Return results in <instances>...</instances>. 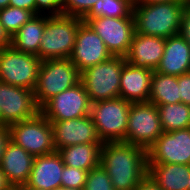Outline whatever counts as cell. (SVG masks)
Instances as JSON below:
<instances>
[{"instance_id": "obj_1", "label": "cell", "mask_w": 190, "mask_h": 190, "mask_svg": "<svg viewBox=\"0 0 190 190\" xmlns=\"http://www.w3.org/2000/svg\"><path fill=\"white\" fill-rule=\"evenodd\" d=\"M100 165L115 190H134L148 175L147 150L126 142H106L101 147Z\"/></svg>"}, {"instance_id": "obj_2", "label": "cell", "mask_w": 190, "mask_h": 190, "mask_svg": "<svg viewBox=\"0 0 190 190\" xmlns=\"http://www.w3.org/2000/svg\"><path fill=\"white\" fill-rule=\"evenodd\" d=\"M189 2L134 4L135 33L165 39L179 34L182 14Z\"/></svg>"}, {"instance_id": "obj_3", "label": "cell", "mask_w": 190, "mask_h": 190, "mask_svg": "<svg viewBox=\"0 0 190 190\" xmlns=\"http://www.w3.org/2000/svg\"><path fill=\"white\" fill-rule=\"evenodd\" d=\"M81 18L63 14H45V29L38 57L42 60L68 59L76 42Z\"/></svg>"}, {"instance_id": "obj_4", "label": "cell", "mask_w": 190, "mask_h": 190, "mask_svg": "<svg viewBox=\"0 0 190 190\" xmlns=\"http://www.w3.org/2000/svg\"><path fill=\"white\" fill-rule=\"evenodd\" d=\"M79 82L80 72L69 58L42 61L33 90L35 103L41 108L53 96Z\"/></svg>"}, {"instance_id": "obj_5", "label": "cell", "mask_w": 190, "mask_h": 190, "mask_svg": "<svg viewBox=\"0 0 190 190\" xmlns=\"http://www.w3.org/2000/svg\"><path fill=\"white\" fill-rule=\"evenodd\" d=\"M125 57L112 56L105 62L91 66L80 73L83 83L92 103L118 98L120 94V77Z\"/></svg>"}, {"instance_id": "obj_6", "label": "cell", "mask_w": 190, "mask_h": 190, "mask_svg": "<svg viewBox=\"0 0 190 190\" xmlns=\"http://www.w3.org/2000/svg\"><path fill=\"white\" fill-rule=\"evenodd\" d=\"M130 106L120 97L91 104L90 116L102 143L126 142Z\"/></svg>"}, {"instance_id": "obj_7", "label": "cell", "mask_w": 190, "mask_h": 190, "mask_svg": "<svg viewBox=\"0 0 190 190\" xmlns=\"http://www.w3.org/2000/svg\"><path fill=\"white\" fill-rule=\"evenodd\" d=\"M10 141L34 157L54 153L53 129L40 112L33 118L8 126Z\"/></svg>"}, {"instance_id": "obj_8", "label": "cell", "mask_w": 190, "mask_h": 190, "mask_svg": "<svg viewBox=\"0 0 190 190\" xmlns=\"http://www.w3.org/2000/svg\"><path fill=\"white\" fill-rule=\"evenodd\" d=\"M42 60L12 46L0 50V82L34 90Z\"/></svg>"}, {"instance_id": "obj_9", "label": "cell", "mask_w": 190, "mask_h": 190, "mask_svg": "<svg viewBox=\"0 0 190 190\" xmlns=\"http://www.w3.org/2000/svg\"><path fill=\"white\" fill-rule=\"evenodd\" d=\"M163 133L157 105L131 103L126 130V143L148 150Z\"/></svg>"}, {"instance_id": "obj_10", "label": "cell", "mask_w": 190, "mask_h": 190, "mask_svg": "<svg viewBox=\"0 0 190 190\" xmlns=\"http://www.w3.org/2000/svg\"><path fill=\"white\" fill-rule=\"evenodd\" d=\"M103 40L112 56L125 57L135 33L134 17L83 18Z\"/></svg>"}, {"instance_id": "obj_11", "label": "cell", "mask_w": 190, "mask_h": 190, "mask_svg": "<svg viewBox=\"0 0 190 190\" xmlns=\"http://www.w3.org/2000/svg\"><path fill=\"white\" fill-rule=\"evenodd\" d=\"M91 102L80 81L75 86L53 96L41 108L40 113L49 121H64L90 115Z\"/></svg>"}, {"instance_id": "obj_12", "label": "cell", "mask_w": 190, "mask_h": 190, "mask_svg": "<svg viewBox=\"0 0 190 190\" xmlns=\"http://www.w3.org/2000/svg\"><path fill=\"white\" fill-rule=\"evenodd\" d=\"M39 112L33 90L0 82V125L25 121Z\"/></svg>"}, {"instance_id": "obj_13", "label": "cell", "mask_w": 190, "mask_h": 190, "mask_svg": "<svg viewBox=\"0 0 190 190\" xmlns=\"http://www.w3.org/2000/svg\"><path fill=\"white\" fill-rule=\"evenodd\" d=\"M148 164L190 165V128L163 132L147 150Z\"/></svg>"}, {"instance_id": "obj_14", "label": "cell", "mask_w": 190, "mask_h": 190, "mask_svg": "<svg viewBox=\"0 0 190 190\" xmlns=\"http://www.w3.org/2000/svg\"><path fill=\"white\" fill-rule=\"evenodd\" d=\"M112 57L103 40L86 23L82 22L77 30L76 42L69 59L81 73L85 69Z\"/></svg>"}, {"instance_id": "obj_15", "label": "cell", "mask_w": 190, "mask_h": 190, "mask_svg": "<svg viewBox=\"0 0 190 190\" xmlns=\"http://www.w3.org/2000/svg\"><path fill=\"white\" fill-rule=\"evenodd\" d=\"M51 125L56 151L77 144L102 143L90 115L64 121H52Z\"/></svg>"}, {"instance_id": "obj_16", "label": "cell", "mask_w": 190, "mask_h": 190, "mask_svg": "<svg viewBox=\"0 0 190 190\" xmlns=\"http://www.w3.org/2000/svg\"><path fill=\"white\" fill-rule=\"evenodd\" d=\"M64 163L60 154L54 153L36 156L28 182L22 187L39 190H55L61 187V174Z\"/></svg>"}, {"instance_id": "obj_17", "label": "cell", "mask_w": 190, "mask_h": 190, "mask_svg": "<svg viewBox=\"0 0 190 190\" xmlns=\"http://www.w3.org/2000/svg\"><path fill=\"white\" fill-rule=\"evenodd\" d=\"M34 156L12 141L6 144L0 162L1 171L14 190L24 186L29 179Z\"/></svg>"}, {"instance_id": "obj_18", "label": "cell", "mask_w": 190, "mask_h": 190, "mask_svg": "<svg viewBox=\"0 0 190 190\" xmlns=\"http://www.w3.org/2000/svg\"><path fill=\"white\" fill-rule=\"evenodd\" d=\"M166 39L134 33L126 62L134 67L155 71L164 54Z\"/></svg>"}, {"instance_id": "obj_19", "label": "cell", "mask_w": 190, "mask_h": 190, "mask_svg": "<svg viewBox=\"0 0 190 190\" xmlns=\"http://www.w3.org/2000/svg\"><path fill=\"white\" fill-rule=\"evenodd\" d=\"M153 70L125 63L120 77L119 97L131 103L148 102Z\"/></svg>"}, {"instance_id": "obj_20", "label": "cell", "mask_w": 190, "mask_h": 190, "mask_svg": "<svg viewBox=\"0 0 190 190\" xmlns=\"http://www.w3.org/2000/svg\"><path fill=\"white\" fill-rule=\"evenodd\" d=\"M155 71L173 76L190 72V46L180 34L166 39L164 54Z\"/></svg>"}, {"instance_id": "obj_21", "label": "cell", "mask_w": 190, "mask_h": 190, "mask_svg": "<svg viewBox=\"0 0 190 190\" xmlns=\"http://www.w3.org/2000/svg\"><path fill=\"white\" fill-rule=\"evenodd\" d=\"M148 176L162 190H190V165L148 164Z\"/></svg>"}, {"instance_id": "obj_22", "label": "cell", "mask_w": 190, "mask_h": 190, "mask_svg": "<svg viewBox=\"0 0 190 190\" xmlns=\"http://www.w3.org/2000/svg\"><path fill=\"white\" fill-rule=\"evenodd\" d=\"M103 143L77 144L59 149L65 166L90 171L100 164Z\"/></svg>"}, {"instance_id": "obj_23", "label": "cell", "mask_w": 190, "mask_h": 190, "mask_svg": "<svg viewBox=\"0 0 190 190\" xmlns=\"http://www.w3.org/2000/svg\"><path fill=\"white\" fill-rule=\"evenodd\" d=\"M44 29L45 14L35 15L11 36V46L16 50L38 57Z\"/></svg>"}, {"instance_id": "obj_24", "label": "cell", "mask_w": 190, "mask_h": 190, "mask_svg": "<svg viewBox=\"0 0 190 190\" xmlns=\"http://www.w3.org/2000/svg\"><path fill=\"white\" fill-rule=\"evenodd\" d=\"M148 102L157 106L180 103L178 76L153 71Z\"/></svg>"}, {"instance_id": "obj_25", "label": "cell", "mask_w": 190, "mask_h": 190, "mask_svg": "<svg viewBox=\"0 0 190 190\" xmlns=\"http://www.w3.org/2000/svg\"><path fill=\"white\" fill-rule=\"evenodd\" d=\"M163 132L190 128V106L180 102L157 106Z\"/></svg>"}, {"instance_id": "obj_26", "label": "cell", "mask_w": 190, "mask_h": 190, "mask_svg": "<svg viewBox=\"0 0 190 190\" xmlns=\"http://www.w3.org/2000/svg\"><path fill=\"white\" fill-rule=\"evenodd\" d=\"M134 17L132 0H98L84 18Z\"/></svg>"}, {"instance_id": "obj_27", "label": "cell", "mask_w": 190, "mask_h": 190, "mask_svg": "<svg viewBox=\"0 0 190 190\" xmlns=\"http://www.w3.org/2000/svg\"><path fill=\"white\" fill-rule=\"evenodd\" d=\"M35 14L32 11L7 6L0 9V21L10 36L14 35Z\"/></svg>"}, {"instance_id": "obj_28", "label": "cell", "mask_w": 190, "mask_h": 190, "mask_svg": "<svg viewBox=\"0 0 190 190\" xmlns=\"http://www.w3.org/2000/svg\"><path fill=\"white\" fill-rule=\"evenodd\" d=\"M83 190H115L110 177L105 169L99 164L87 174V180Z\"/></svg>"}, {"instance_id": "obj_29", "label": "cell", "mask_w": 190, "mask_h": 190, "mask_svg": "<svg viewBox=\"0 0 190 190\" xmlns=\"http://www.w3.org/2000/svg\"><path fill=\"white\" fill-rule=\"evenodd\" d=\"M98 0H62L61 14L83 19Z\"/></svg>"}, {"instance_id": "obj_30", "label": "cell", "mask_w": 190, "mask_h": 190, "mask_svg": "<svg viewBox=\"0 0 190 190\" xmlns=\"http://www.w3.org/2000/svg\"><path fill=\"white\" fill-rule=\"evenodd\" d=\"M88 171L75 167L65 166L62 172L61 186L65 188H76L83 190L87 180Z\"/></svg>"}, {"instance_id": "obj_31", "label": "cell", "mask_w": 190, "mask_h": 190, "mask_svg": "<svg viewBox=\"0 0 190 190\" xmlns=\"http://www.w3.org/2000/svg\"><path fill=\"white\" fill-rule=\"evenodd\" d=\"M35 2H36V15L37 14H48V15L61 14L62 0H35Z\"/></svg>"}, {"instance_id": "obj_32", "label": "cell", "mask_w": 190, "mask_h": 190, "mask_svg": "<svg viewBox=\"0 0 190 190\" xmlns=\"http://www.w3.org/2000/svg\"><path fill=\"white\" fill-rule=\"evenodd\" d=\"M181 102L190 106V72L178 76Z\"/></svg>"}, {"instance_id": "obj_33", "label": "cell", "mask_w": 190, "mask_h": 190, "mask_svg": "<svg viewBox=\"0 0 190 190\" xmlns=\"http://www.w3.org/2000/svg\"><path fill=\"white\" fill-rule=\"evenodd\" d=\"M179 34L190 46V2L187 4L186 8L183 11Z\"/></svg>"}, {"instance_id": "obj_34", "label": "cell", "mask_w": 190, "mask_h": 190, "mask_svg": "<svg viewBox=\"0 0 190 190\" xmlns=\"http://www.w3.org/2000/svg\"><path fill=\"white\" fill-rule=\"evenodd\" d=\"M9 6L22 8L32 11L36 15V2L35 0H10Z\"/></svg>"}, {"instance_id": "obj_35", "label": "cell", "mask_w": 190, "mask_h": 190, "mask_svg": "<svg viewBox=\"0 0 190 190\" xmlns=\"http://www.w3.org/2000/svg\"><path fill=\"white\" fill-rule=\"evenodd\" d=\"M9 140H10V134H9L8 126L0 125V162L5 150L6 144L9 142Z\"/></svg>"}, {"instance_id": "obj_36", "label": "cell", "mask_w": 190, "mask_h": 190, "mask_svg": "<svg viewBox=\"0 0 190 190\" xmlns=\"http://www.w3.org/2000/svg\"><path fill=\"white\" fill-rule=\"evenodd\" d=\"M134 190H162L148 175L136 186Z\"/></svg>"}, {"instance_id": "obj_37", "label": "cell", "mask_w": 190, "mask_h": 190, "mask_svg": "<svg viewBox=\"0 0 190 190\" xmlns=\"http://www.w3.org/2000/svg\"><path fill=\"white\" fill-rule=\"evenodd\" d=\"M8 46H11V36L5 30L0 21V50L5 49Z\"/></svg>"}, {"instance_id": "obj_38", "label": "cell", "mask_w": 190, "mask_h": 190, "mask_svg": "<svg viewBox=\"0 0 190 190\" xmlns=\"http://www.w3.org/2000/svg\"><path fill=\"white\" fill-rule=\"evenodd\" d=\"M0 190H14L12 186L8 183L4 173L1 171L0 168Z\"/></svg>"}, {"instance_id": "obj_39", "label": "cell", "mask_w": 190, "mask_h": 190, "mask_svg": "<svg viewBox=\"0 0 190 190\" xmlns=\"http://www.w3.org/2000/svg\"><path fill=\"white\" fill-rule=\"evenodd\" d=\"M173 1H189V0H132L133 5L155 3V2H173Z\"/></svg>"}, {"instance_id": "obj_40", "label": "cell", "mask_w": 190, "mask_h": 190, "mask_svg": "<svg viewBox=\"0 0 190 190\" xmlns=\"http://www.w3.org/2000/svg\"><path fill=\"white\" fill-rule=\"evenodd\" d=\"M9 1L10 0H0V9H3V8L9 6Z\"/></svg>"}, {"instance_id": "obj_41", "label": "cell", "mask_w": 190, "mask_h": 190, "mask_svg": "<svg viewBox=\"0 0 190 190\" xmlns=\"http://www.w3.org/2000/svg\"><path fill=\"white\" fill-rule=\"evenodd\" d=\"M55 190H79V189H76V188H65V187H60V188H57Z\"/></svg>"}, {"instance_id": "obj_42", "label": "cell", "mask_w": 190, "mask_h": 190, "mask_svg": "<svg viewBox=\"0 0 190 190\" xmlns=\"http://www.w3.org/2000/svg\"><path fill=\"white\" fill-rule=\"evenodd\" d=\"M17 190H39V189H32V188H29V187H20Z\"/></svg>"}]
</instances>
